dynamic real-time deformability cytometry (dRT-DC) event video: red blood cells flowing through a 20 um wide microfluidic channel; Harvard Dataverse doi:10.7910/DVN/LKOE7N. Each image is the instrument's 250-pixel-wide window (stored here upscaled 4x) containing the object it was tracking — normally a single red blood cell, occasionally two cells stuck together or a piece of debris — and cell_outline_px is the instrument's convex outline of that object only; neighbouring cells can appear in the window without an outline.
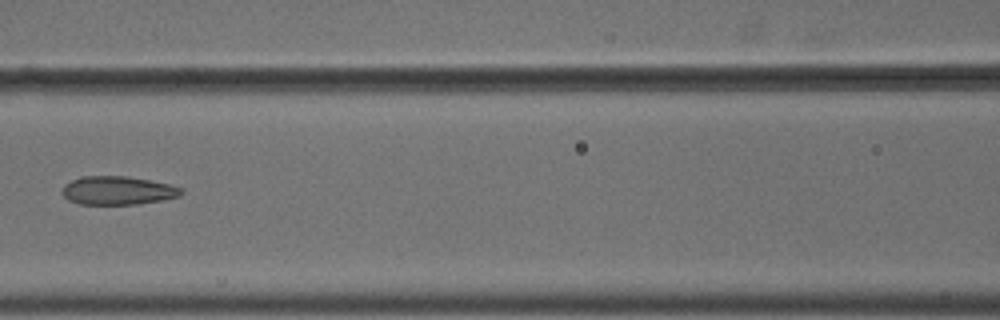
{"species": "common noctule bat (a hibernating species)", "species_latin": "Nyctalus noctula", "temperature_condition": "cold", "stored_images_in_passage": 3, "camera_frame_rate_fps": 3000, "um_per_image_px": 0.085, "animal": {"sex": "male", "body_mass_g": 18.8}, "frame": {"image": 1, "passage_image": 3, "time_ms": 0.667, "image_size_px": [1000, 320], "cell_outline_px": [[184, 192], [180, 196], [140, 204], [80, 204], [68, 200], [60, 192], [64, 184], [72, 180], [84, 176], [128, 176], [168, 184], [180, 188]], "centroid_in_image_um": [9.97, 16.19], "position_along_channel_um": 156.6, "area_um2": 19.71}}